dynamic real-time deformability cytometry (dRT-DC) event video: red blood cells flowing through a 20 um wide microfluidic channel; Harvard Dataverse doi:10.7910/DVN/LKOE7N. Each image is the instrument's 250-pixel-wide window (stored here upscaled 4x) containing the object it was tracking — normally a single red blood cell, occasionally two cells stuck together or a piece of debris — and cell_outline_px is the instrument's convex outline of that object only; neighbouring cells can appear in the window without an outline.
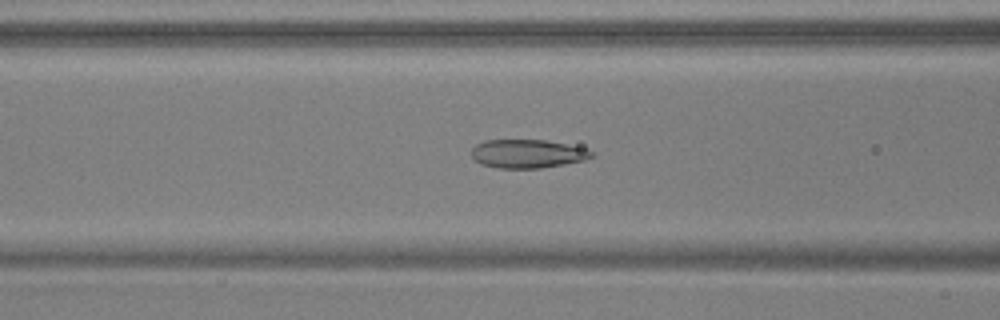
{"species": "common noctule bat (a hibernating species)", "species_latin": "Nyctalus noctula", "temperature_condition": "warm", "stored_images_in_passage": 54, "camera_frame_rate_fps": 3000, "um_per_image_px": 0.085, "animal": {"sex": "male", "body_mass_g": 17.9, "forearm_length_mm": 54.2}, "frame": {"image": 1, "passage_image": 22, "time_ms": 7.0, "image_size_px": [1000, 320], "cell_outline_px": [[596, 156], [584, 160], [564, 164], [540, 168], [496, 168], [480, 164], [472, 156], [472, 148], [476, 144], [484, 140], [544, 140], [588, 148]], "centroid_in_image_um": [44.85, 13.07], "position_along_channel_um": 121.8, "area_um2": 20.06}}
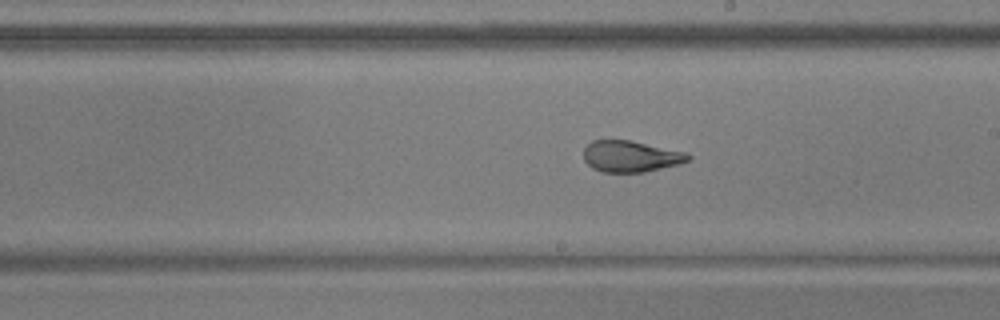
{"frame": {"image": 2, "passage_image": 31, "time_ms": 10.0, "image_size_px": [1000, 320], "cell_outline_px": [[692, 156], [688, 160], [680, 164], [644, 172], [600, 172], [592, 168], [584, 160], [584, 148], [592, 140], [628, 140], [688, 152]], "centroid_in_image_um": [53.62, 13.29], "position_along_channel_um": 235.4, "area_um2": 19.13}}
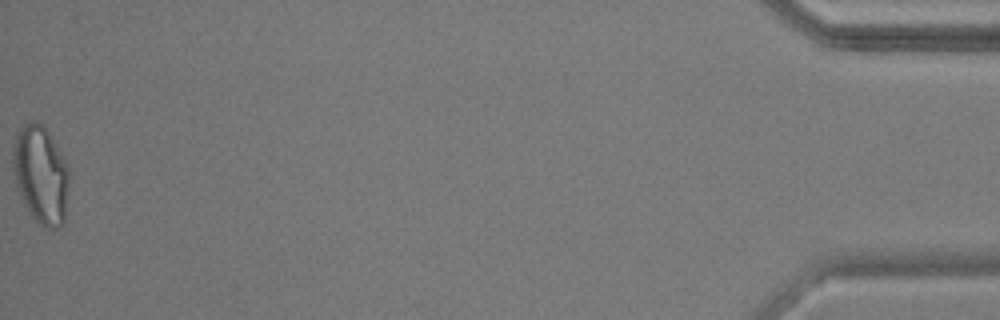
{"frame": {"image": 3, "passage_image": 54, "time_ms": 17.667, "image_size_px": [1000, 320], "cell_outline_px": [[68, 180], [64, 224], [56, 228], [48, 228], [40, 224], [28, 212], [20, 196], [16, 184], [12, 168], [12, 144], [16, 132], [24, 124], [32, 120], [36, 120], [44, 124], [68, 164]], "centroid_in_image_um": [3.44, 14.79], "position_along_channel_um": 431.8, "area_um2": 32.48}, "authors_computed_cell_mechanics": {"area_um2": 22.5131, "velocity_mm_per_s": 3.7904, "shape_relaxation_time_tau1_ms": null, "shape_relaxation_time_tau2_ms": 1.0297, "deformation_change_tau1": null, "deformation_change_tau2": 0.0568}}